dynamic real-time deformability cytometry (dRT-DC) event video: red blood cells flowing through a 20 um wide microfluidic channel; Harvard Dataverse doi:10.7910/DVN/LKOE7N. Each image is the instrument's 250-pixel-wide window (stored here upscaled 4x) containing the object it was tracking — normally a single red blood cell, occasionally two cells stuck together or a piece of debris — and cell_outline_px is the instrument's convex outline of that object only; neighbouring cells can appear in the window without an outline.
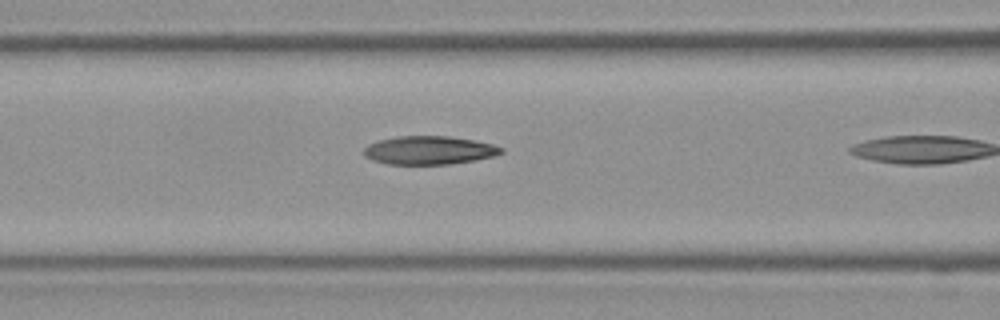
{"species": "Egyptian fruit bat (a non-hibernating species)", "species_latin": "Rousettus aegyptiacus", "temperature_condition": "room temperature", "stored_images_in_passage": 8, "camera_frame_rate_fps": 3000, "um_per_image_px": 0.085, "frame": {"image": 1, "passage_image": 7, "time_ms": 2.0, "image_size_px": [1000, 320], "cell_outline_px": [[504, 152], [496, 156], [476, 160], [448, 164], [388, 164], [372, 160], [364, 156], [364, 148], [368, 144], [376, 140], [396, 136], [448, 136], [472, 140], [492, 144], [504, 148]], "centroid_in_image_um": [36.47, 12.77], "position_along_channel_um": 130.1, "area_um2": 22.89}}